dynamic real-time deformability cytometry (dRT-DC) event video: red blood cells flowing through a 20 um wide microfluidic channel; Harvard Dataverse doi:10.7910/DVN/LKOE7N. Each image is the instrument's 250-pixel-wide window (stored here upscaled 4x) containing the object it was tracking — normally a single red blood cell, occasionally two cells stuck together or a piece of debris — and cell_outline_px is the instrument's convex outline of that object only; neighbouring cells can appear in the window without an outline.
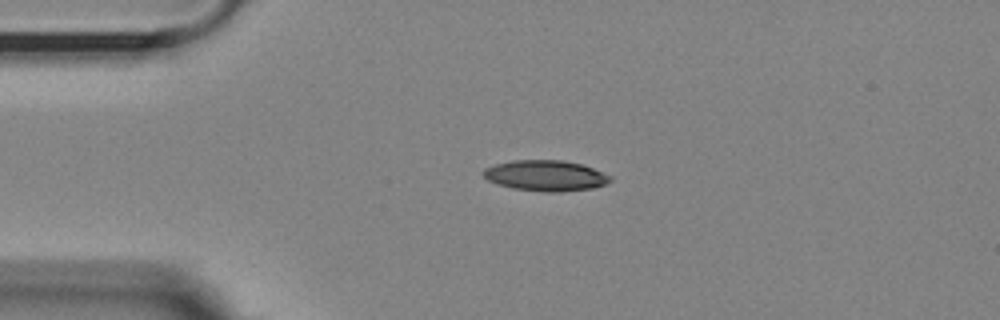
{"species": "Egyptian fruit bat (a non-hibernating species)", "species_latin": "Rousettus aegyptiacus", "temperature_condition": "room temperature", "stored_images_in_passage": 44, "camera_frame_rate_fps": 3000, "um_per_image_px": 0.085, "animal": {"sex": "female"}, "frame": {"image": 1, "passage_image": 1, "time_ms": 0.0, "image_size_px": [1000, 320], "cell_outline_px": [[612, 180], [604, 184], [592, 188], [560, 192], [544, 192], [512, 188], [488, 180], [480, 172], [484, 168], [496, 164], [512, 160], [564, 160], [580, 164], [592, 168], [612, 176]], "centroid_in_image_um": [46.36, 14.92], "position_along_channel_um": 38.6, "area_um2": 22.66}}
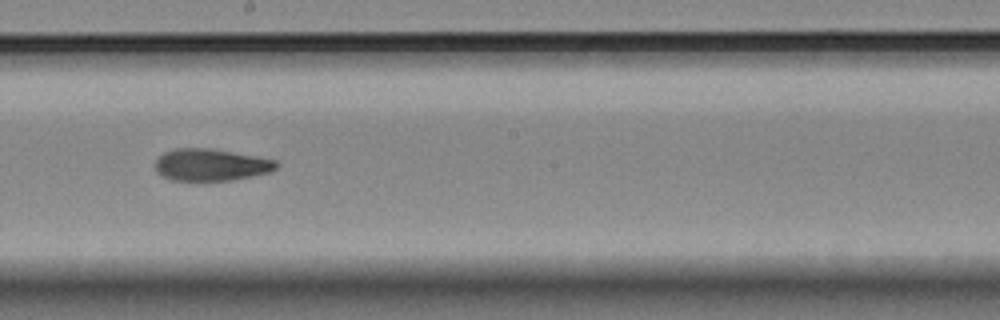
{"frame": {"image": 2, "passage_image": 19, "time_ms": 6.0, "image_size_px": [1000, 320], "cell_outline_px": [[280, 164], [272, 172], [232, 180], [172, 180], [156, 172], [156, 160], [164, 152], [176, 148], [208, 148], [256, 156], [276, 160]], "centroid_in_image_um": [17.96, 14.01], "position_along_channel_um": 230.2, "area_um2": 22.48}}
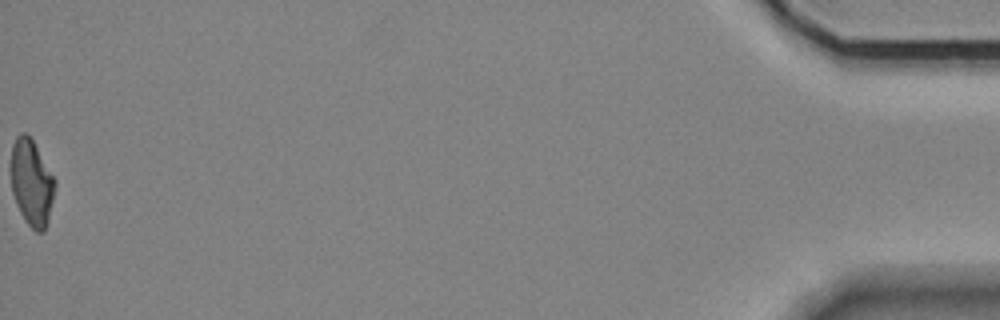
{"frame": {"image": 3, "passage_image": 44, "time_ms": 14.333, "image_size_px": [1000, 320], "cell_outline_px": [[56, 184], [48, 224], [44, 232], [36, 232], [24, 220], [16, 204], [12, 192], [12, 144], [16, 136], [20, 132], [24, 132], [32, 140], [56, 180]], "centroid_in_image_um": [2.7, 15.57], "position_along_channel_um": 432.5, "area_um2": 22.02}, "authors_computed_cell_mechanics": {"area_um2": 22.9466, "velocity_mm_per_s": 3.6188, "shape_relaxation_time_tau1_ms": null, "shape_relaxation_time_tau2_ms": 5.515, "deformation_change_tau1": null, "deformation_change_tau2": 0.1124}}